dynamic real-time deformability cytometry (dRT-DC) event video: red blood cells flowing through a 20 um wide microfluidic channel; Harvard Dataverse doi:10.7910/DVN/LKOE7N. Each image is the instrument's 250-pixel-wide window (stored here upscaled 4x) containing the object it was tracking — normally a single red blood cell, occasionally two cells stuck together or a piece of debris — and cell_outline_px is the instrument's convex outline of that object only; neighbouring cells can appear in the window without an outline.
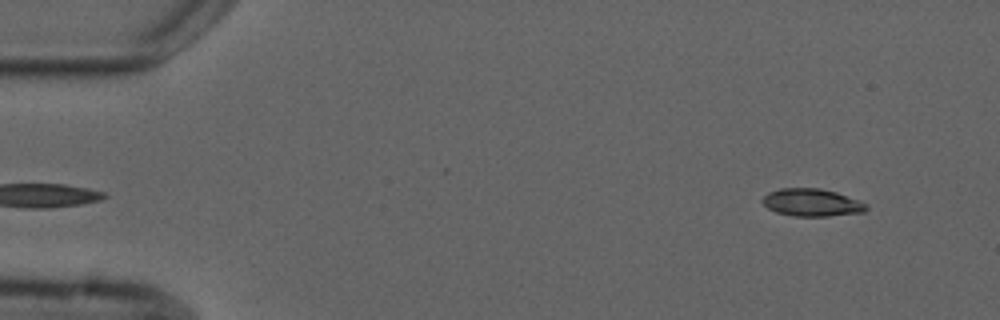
{"species": "common noctule bat (a hibernating species)", "species_latin": "Nyctalus noctula", "temperature_condition": "cold", "stored_images_in_passage": 4, "segment_of_instrument_passage": [2, 2], "camera_frame_rate_fps": 3000, "um_per_image_px": 0.085, "animal": {"sex": "male", "forearm_length_mm": 52.5}, "frame": {"image": 1, "passage_image": 4, "time_ms": 4.333, "image_size_px": [1000, 320], "cell_outline_px": [[868, 208], [864, 212], [828, 216], [792, 216], [776, 212], [768, 208], [760, 200], [768, 192], [780, 188], [820, 188], [836, 192], [860, 200], [868, 204]], "centroid_in_image_um": [69.01, 17.21], "position_along_channel_um": 16.0, "area_um2": 16.82}}